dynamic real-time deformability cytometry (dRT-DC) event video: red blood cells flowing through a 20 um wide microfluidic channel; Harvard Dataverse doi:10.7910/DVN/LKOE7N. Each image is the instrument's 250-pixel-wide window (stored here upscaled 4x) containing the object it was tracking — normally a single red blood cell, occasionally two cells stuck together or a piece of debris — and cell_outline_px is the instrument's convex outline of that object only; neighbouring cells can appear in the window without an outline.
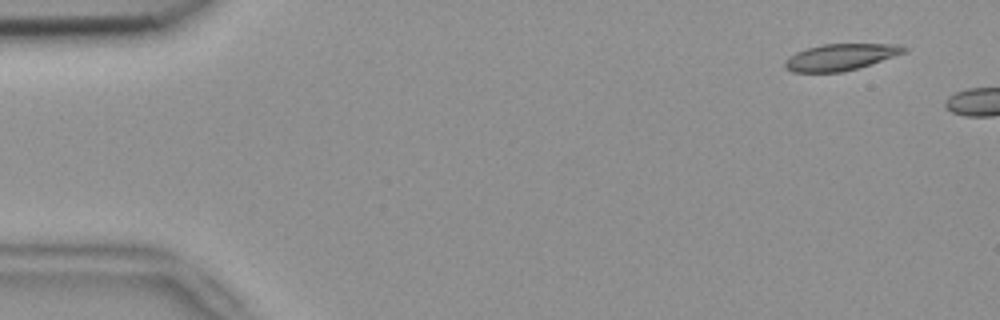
{"species": "common noctule bat (a hibernating species)", "species_latin": "Nyctalus noctula", "temperature_condition": "room temperature", "stored_images_in_passage": 5, "camera_frame_rate_fps": 3000, "um_per_image_px": 0.085, "animal": {"sex": "female", "body_mass_g": 18.4}, "frame": {"image": 1, "passage_image": 1, "time_ms": 0.0, "image_size_px": [1000, 320], "cell_outline_px": [[908, 48], [904, 52], [856, 68], [840, 72], [792, 72], [784, 68], [784, 60], [788, 56], [796, 52], [808, 48], [824, 44], [900, 44]], "centroid_in_image_um": [71.36, 4.85], "position_along_channel_um": 13.6, "area_um2": 18.09}}